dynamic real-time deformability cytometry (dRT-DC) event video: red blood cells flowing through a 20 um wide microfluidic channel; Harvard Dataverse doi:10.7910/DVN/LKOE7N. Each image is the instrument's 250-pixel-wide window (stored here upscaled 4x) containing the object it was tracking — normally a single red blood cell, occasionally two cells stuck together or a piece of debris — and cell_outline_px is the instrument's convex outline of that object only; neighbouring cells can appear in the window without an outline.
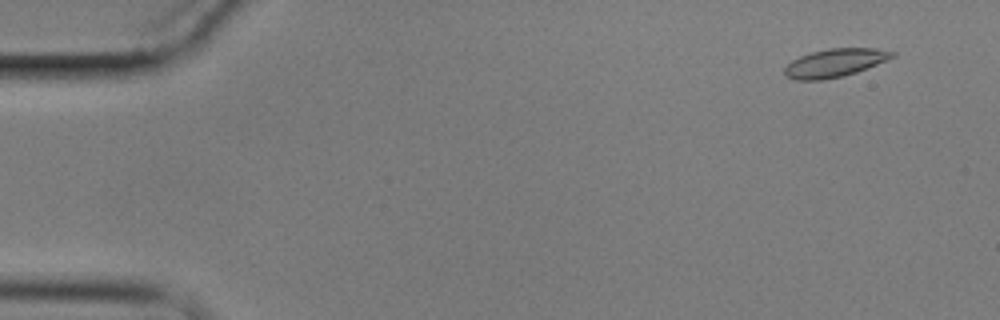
{"species": "common noctule bat (a hibernating species)", "species_latin": "Nyctalus noctula", "temperature_condition": "cold", "stored_images_in_passage": 6, "segment_of_instrument_passage": [1, 2], "camera_frame_rate_fps": 3000, "um_per_image_px": 0.085, "animal": {"sex": "male", "body_mass_g": 17.9}, "frame": {"image": 1, "passage_image": 2, "time_ms": 1.0, "image_size_px": [1000, 320], "cell_outline_px": [[896, 56], [856, 72], [840, 76], [820, 80], [796, 80], [784, 76], [784, 68], [792, 60], [800, 56], [812, 52], [828, 48], [876, 48], [896, 52]], "centroid_in_image_um": [70.94, 5.33], "position_along_channel_um": 14.1, "area_um2": 17.57}}